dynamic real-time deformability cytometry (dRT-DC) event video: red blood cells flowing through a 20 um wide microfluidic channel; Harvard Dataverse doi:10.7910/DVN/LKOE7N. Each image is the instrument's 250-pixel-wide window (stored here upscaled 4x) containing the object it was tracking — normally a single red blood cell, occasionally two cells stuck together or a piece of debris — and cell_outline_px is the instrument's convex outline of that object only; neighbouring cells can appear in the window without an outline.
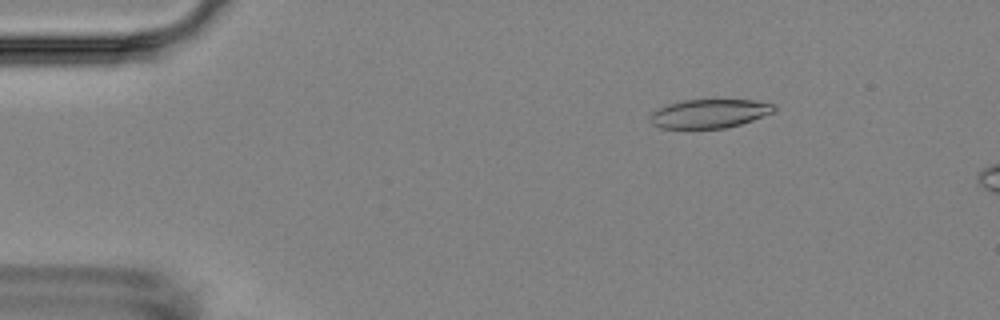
{"species": "Egyptian fruit bat (a non-hibernating species)", "species_latin": "Rousettus aegyptiacus", "temperature_condition": "room temperature", "stored_images_in_passage": 14, "camera_frame_rate_fps": 3000, "um_per_image_px": 0.085, "animal": {"sex": "female"}, "frame": {"image": 1, "passage_image": 3, "time_ms": 2.333, "image_size_px": [1000, 320], "cell_outline_px": [[776, 108], [772, 112], [752, 120], [740, 124], [724, 128], [660, 128], [652, 124], [652, 112], [668, 104], [684, 100], [752, 100], [776, 104]], "centroid_in_image_um": [60.32, 9.65], "position_along_channel_um": 24.7, "area_um2": 20.46}}